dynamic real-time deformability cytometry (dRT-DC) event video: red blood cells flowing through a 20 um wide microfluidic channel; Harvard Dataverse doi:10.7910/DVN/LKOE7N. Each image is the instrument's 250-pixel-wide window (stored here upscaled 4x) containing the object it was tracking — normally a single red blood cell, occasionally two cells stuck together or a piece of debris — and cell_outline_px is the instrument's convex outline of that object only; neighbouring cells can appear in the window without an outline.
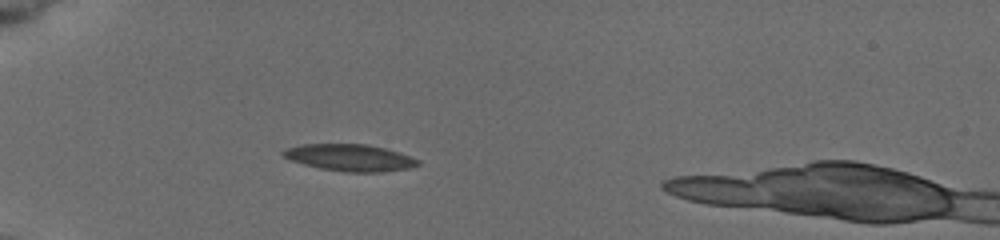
{"species": "common noctule bat (a hibernating species)", "species_latin": "Nyctalus noctula", "temperature_condition": "cold", "stored_images_in_passage": 9, "camera_frame_rate_fps": 3000, "um_per_image_px": 0.085, "animal": {"sex": "female", "body_mass_g": 19.5, "forearm_length_mm": 54.1}, "frame": {"image": 1, "passage_image": 6, "time_ms": 5.0, "image_size_px": [1000, 240], "cell_outline_px": [[420, 164], [408, 168], [380, 172], [348, 172], [320, 168], [304, 164], [292, 160], [284, 156], [280, 152], [284, 148], [300, 144], [364, 144], [384, 148], [420, 160]], "centroid_in_image_um": [29.69, 13.39], "position_along_channel_um": 55.3, "area_um2": 20.81}}
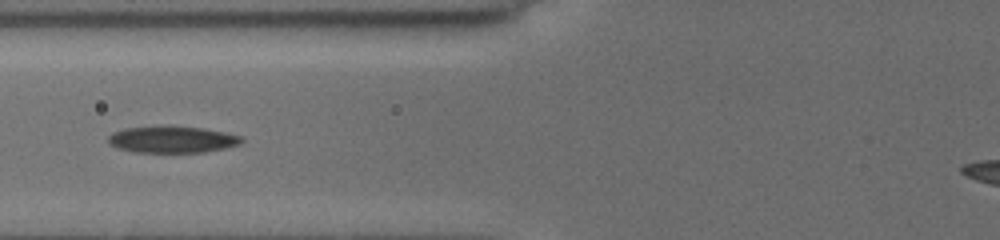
{"frame": {"image": 2, "passage_image": 8, "time_ms": 7.0, "image_size_px": [1000, 240], "cell_outline_px": [[244, 140], [240, 144], [228, 148], [204, 152], [132, 152], [116, 148], [108, 144], [108, 136], [112, 132], [124, 128], [200, 128], [224, 132], [240, 136]], "centroid_in_image_um": [14.62, 11.9], "position_along_channel_um": 111.2, "area_um2": 20.17}}